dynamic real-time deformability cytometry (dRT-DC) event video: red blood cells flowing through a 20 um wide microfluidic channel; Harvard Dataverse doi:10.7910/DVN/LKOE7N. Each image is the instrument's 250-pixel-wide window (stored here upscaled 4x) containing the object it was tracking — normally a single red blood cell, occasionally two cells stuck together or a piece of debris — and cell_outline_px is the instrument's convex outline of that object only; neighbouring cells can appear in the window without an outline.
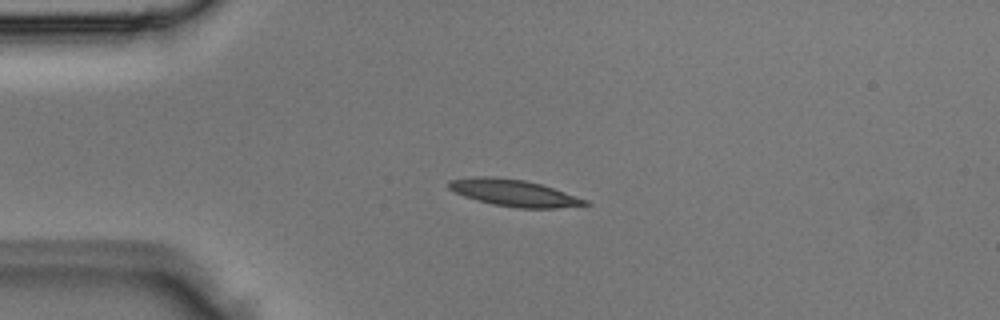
{"species": "Egyptian fruit bat (a non-hibernating species)", "species_latin": "Rousettus aegyptiacus", "temperature_condition": "room temperature", "stored_images_in_passage": 2, "camera_frame_rate_fps": 3000, "um_per_image_px": 0.085, "animal": {"sex": "male"}, "frame": {"image": 1, "passage_image": 2, "time_ms": 0.333, "image_size_px": [1000, 320], "cell_outline_px": [[592, 204], [584, 208], [520, 208], [492, 204], [464, 196], [448, 188], [448, 180], [476, 176], [488, 176], [524, 180], [540, 184], [588, 200]], "centroid_in_image_um": [43.77, 16.42], "position_along_channel_um": 41.2, "area_um2": 21.39}}